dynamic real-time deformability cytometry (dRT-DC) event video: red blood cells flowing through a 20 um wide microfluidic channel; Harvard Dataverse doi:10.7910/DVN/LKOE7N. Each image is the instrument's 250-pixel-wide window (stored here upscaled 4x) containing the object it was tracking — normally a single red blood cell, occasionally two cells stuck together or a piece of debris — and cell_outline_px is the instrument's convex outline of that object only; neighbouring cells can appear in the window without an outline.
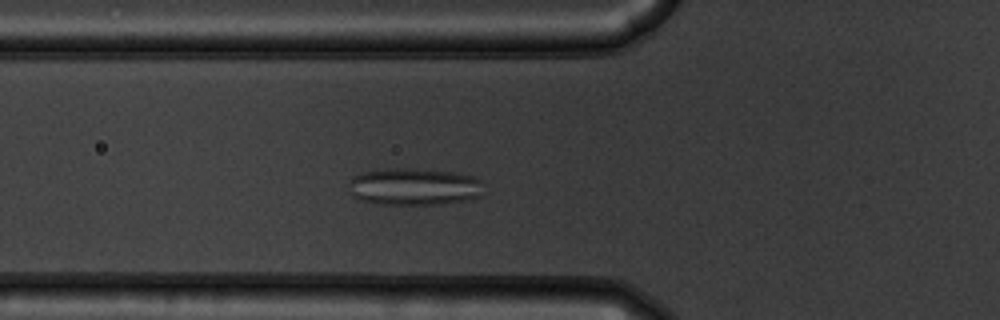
{"species": "common noctule bat (a hibernating species)", "species_latin": "Nyctalus noctula", "temperature_condition": "warm", "stored_images_in_passage": 46, "camera_frame_rate_fps": 3000, "um_per_image_px": 0.085, "animal": {"sex": "male", "body_mass_g": 19.5, "forearm_length_mm": 54.6}, "frame": {"image": 1, "passage_image": 11, "time_ms": 3.333, "image_size_px": [1000, 320], "cell_outline_px": [[484, 180], [480, 196], [468, 200], [444, 204], [372, 204], [360, 200], [352, 196], [348, 180], [352, 176], [360, 172], [376, 168], [416, 168], [452, 172], [472, 176]], "centroid_in_image_um": [35.16, 15.85], "position_along_channel_um": 90.6, "area_um2": 29.94}}
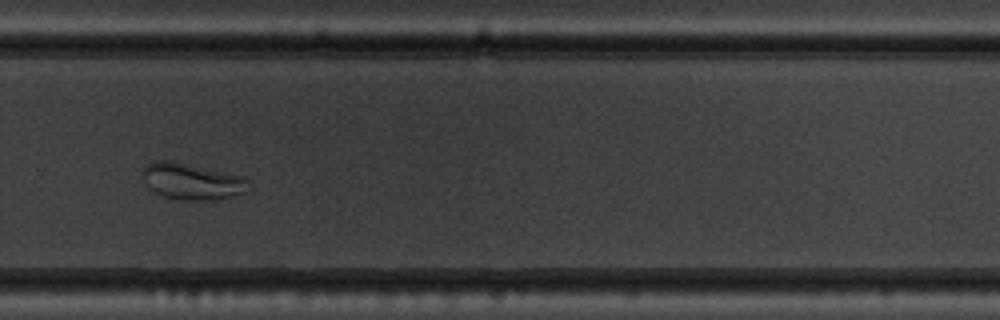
{"frame": {"image": 2, "passage_image": 29, "time_ms": 9.333, "image_size_px": [1000, 320], "cell_outline_px": [[248, 192], [232, 196], [204, 200], [184, 200], [160, 196], [148, 188], [140, 172], [144, 164], [156, 160], [172, 160], [248, 176]], "centroid_in_image_um": [16.29, 15.39], "position_along_channel_um": 313.5, "area_um2": 23.12}}
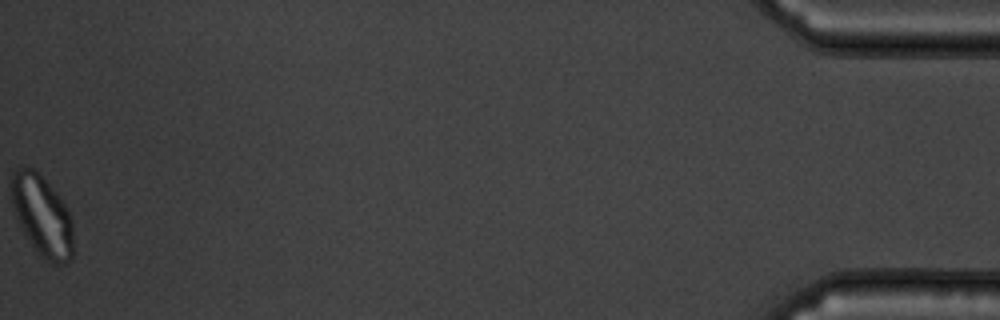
{"frame": {"image": 3, "passage_image": 46, "time_ms": 15.0, "image_size_px": [1000, 320], "cell_outline_px": [[72, 260], [64, 264], [56, 264], [44, 260], [40, 256], [24, 232], [16, 216], [12, 204], [12, 172], [16, 168], [24, 164], [32, 168], [56, 192], [68, 208], [72, 220]], "centroid_in_image_um": [3.6, 18.34], "position_along_channel_um": 431.6, "area_um2": 28.96}}